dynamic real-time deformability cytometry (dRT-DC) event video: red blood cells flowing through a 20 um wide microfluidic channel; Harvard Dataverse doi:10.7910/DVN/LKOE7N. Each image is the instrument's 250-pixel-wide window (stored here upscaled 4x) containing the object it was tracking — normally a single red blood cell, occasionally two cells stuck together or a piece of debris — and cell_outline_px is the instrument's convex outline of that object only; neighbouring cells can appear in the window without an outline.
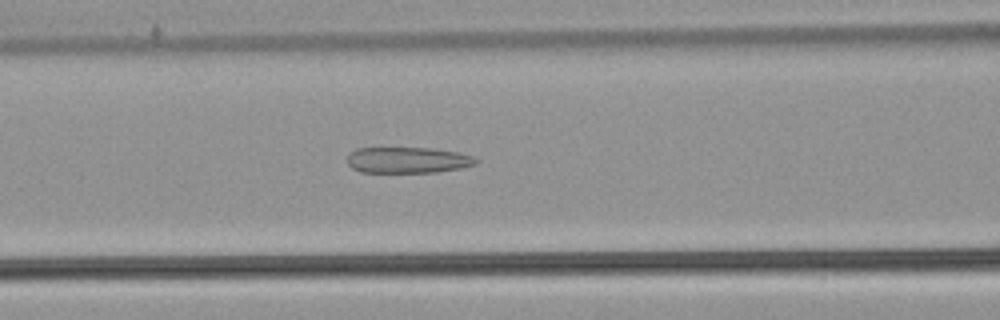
{"species": "common noctule bat (a hibernating species)", "species_latin": "Nyctalus noctula", "temperature_condition": "warm", "stored_images_in_passage": 54, "camera_frame_rate_fps": 3000, "um_per_image_px": 0.085, "animal": {"sex": "male", "body_mass_g": 21.5, "forearm_length_mm": 52.0}, "frame": {"image": 1, "passage_image": 23, "time_ms": 7.333, "image_size_px": [1000, 320], "cell_outline_px": [[480, 160], [476, 164], [464, 168], [436, 172], [360, 172], [352, 168], [348, 164], [348, 156], [356, 148], [432, 148], [460, 152], [472, 156]], "centroid_in_image_um": [34.71, 13.61], "position_along_channel_um": 131.9, "area_um2": 19.65}}
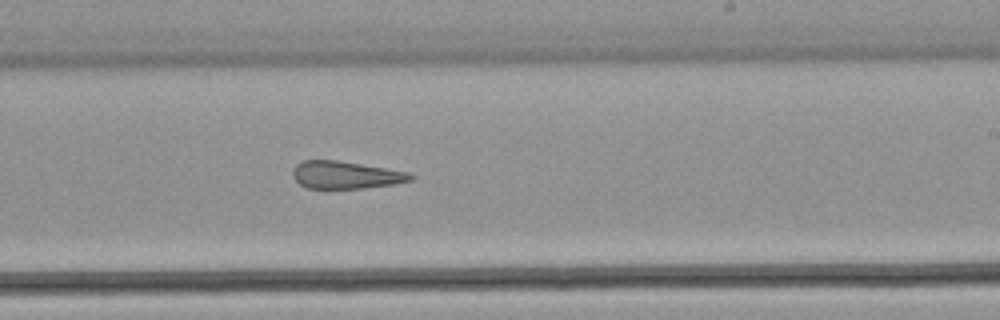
{"frame": {"image": 2, "passage_image": 33, "time_ms": 10.667, "image_size_px": [1000, 320], "cell_outline_px": [[416, 176], [412, 180], [396, 184], [364, 188], [308, 188], [300, 184], [292, 176], [292, 172], [296, 164], [304, 160], [336, 160], [408, 172]], "centroid_in_image_um": [29.39, 14.87], "position_along_channel_um": 259.6, "area_um2": 18.79}}
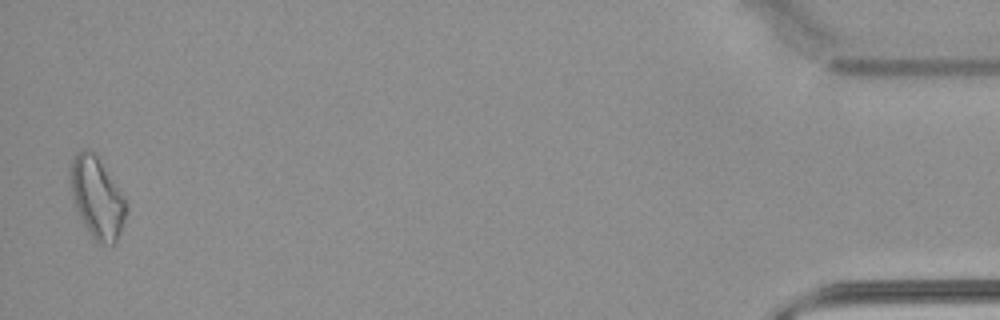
{"frame": {"image": 3, "passage_image": 53, "time_ms": 17.333, "image_size_px": [1000, 320], "cell_outline_px": [[128, 212], [116, 244], [100, 244], [88, 232], [76, 208], [72, 196], [72, 160], [76, 152], [80, 148], [88, 148], [96, 156], [124, 196], [128, 208]], "centroid_in_image_um": [8.29, 16.84], "position_along_channel_um": 426.9, "area_um2": 25.89}, "authors_computed_cell_mechanics": {"area_um2": 22.7443, "velocity_mm_per_s": 3.8409, "shape_relaxation_time_tau1_ms": null, "shape_relaxation_time_tau2_ms": 3.8007, "deformation_change_tau1": null, "deformation_change_tau2": 0.154}}